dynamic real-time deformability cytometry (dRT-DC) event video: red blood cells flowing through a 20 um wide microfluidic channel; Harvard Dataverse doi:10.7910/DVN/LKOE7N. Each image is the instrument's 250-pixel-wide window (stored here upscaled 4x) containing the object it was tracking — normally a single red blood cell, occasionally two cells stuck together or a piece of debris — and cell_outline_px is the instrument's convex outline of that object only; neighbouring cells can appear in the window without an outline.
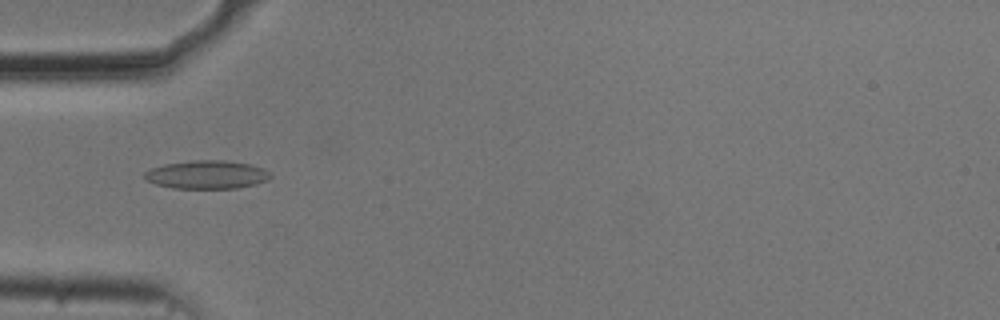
{"species": "common noctule bat (a hibernating species)", "species_latin": "Nyctalus noctula", "temperature_condition": "cold", "stored_images_in_passage": 50, "camera_frame_rate_fps": 3000, "um_per_image_px": 0.085, "animal": {"sex": "male", "body_mass_g": 20.5, "forearm_length_mm": 52.5}, "frame": {"image": 1, "passage_image": 17, "time_ms": 5.333, "image_size_px": [1000, 320], "cell_outline_px": [[272, 176], [268, 180], [256, 184], [236, 188], [172, 188], [156, 184], [148, 180], [144, 176], [144, 172], [152, 168], [164, 164], [192, 160], [228, 160], [252, 164], [264, 168]], "centroid_in_image_um": [17.62, 14.83], "position_along_channel_um": 67.4, "area_um2": 20.87}}
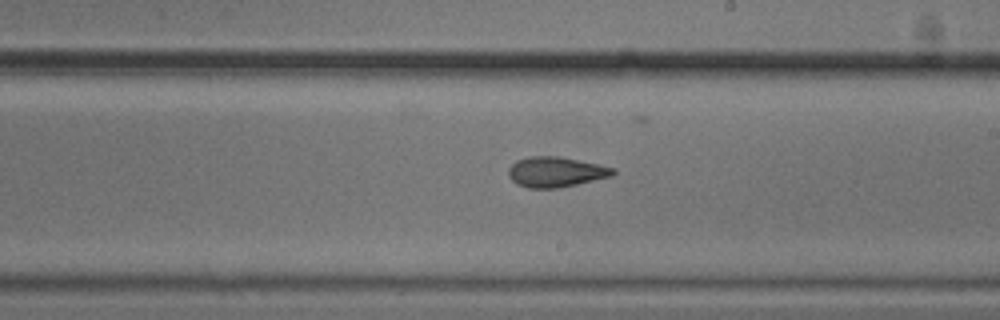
{"frame": {"image": 2, "passage_image": 31, "time_ms": 10.0, "image_size_px": [1000, 320], "cell_outline_px": [[616, 172], [612, 176], [576, 184], [556, 188], [528, 188], [516, 184], [508, 176], [508, 168], [516, 160], [528, 156], [556, 156], [600, 164], [616, 168]], "centroid_in_image_um": [47.23, 14.61], "position_along_channel_um": 241.8, "area_um2": 18.5}}
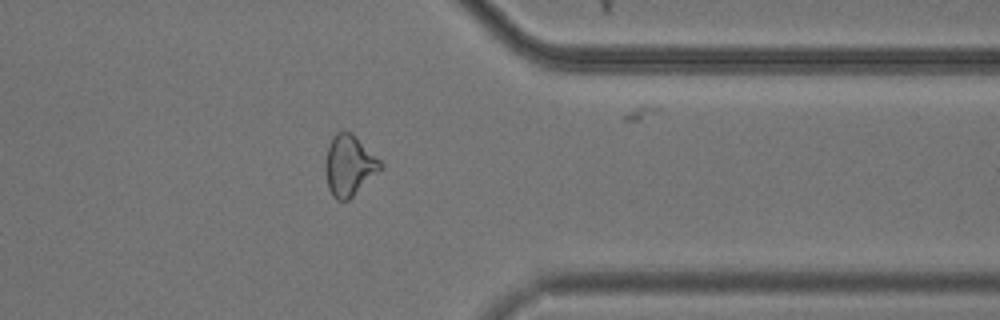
{"frame": {"image": 3, "passage_image": 43, "time_ms": 14.0, "image_size_px": [1000, 320], "cell_outline_px": [[384, 168], [348, 200], [336, 200], [332, 196], [328, 188], [324, 168], [324, 164], [328, 148], [332, 136], [336, 132], [352, 132], [384, 164]], "centroid_in_image_um": [29.68, 14.07], "position_along_channel_um": 381.7, "area_um2": 19.65}, "authors_computed_cell_mechanics": {"area_um2": 18.9295, "velocity_mm_per_s": 3.717, "shape_relaxation_time_tau1_ms": null, "shape_relaxation_time_tau2_ms": 2.3706, "deformation_change_tau1": null, "deformation_change_tau2": 0.0986}}